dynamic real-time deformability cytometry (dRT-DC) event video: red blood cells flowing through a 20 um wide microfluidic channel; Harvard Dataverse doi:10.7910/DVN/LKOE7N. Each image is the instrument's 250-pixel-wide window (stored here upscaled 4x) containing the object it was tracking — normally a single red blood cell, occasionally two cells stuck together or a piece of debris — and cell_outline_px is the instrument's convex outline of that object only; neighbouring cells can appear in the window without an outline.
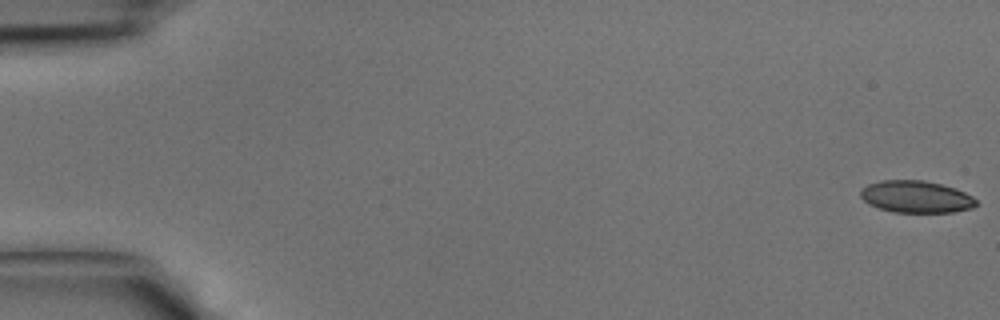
{"species": "common noctule bat (a hibernating species)", "species_latin": "Nyctalus noctula", "temperature_condition": "cold", "stored_images_in_passage": 42, "camera_frame_rate_fps": 3000, "um_per_image_px": 0.085, "animal": {"sex": "male", "body_mass_g": 15.6}, "frame": {"image": 1, "passage_image": 1, "time_ms": 0.0, "image_size_px": [1000, 320], "cell_outline_px": [[976, 204], [972, 208], [952, 212], [896, 212], [880, 208], [868, 204], [860, 196], [860, 192], [868, 184], [880, 180], [924, 180], [940, 184], [964, 192], [972, 196], [976, 200]], "centroid_in_image_um": [77.85, 16.72], "position_along_channel_um": 7.2, "area_um2": 21.33}}
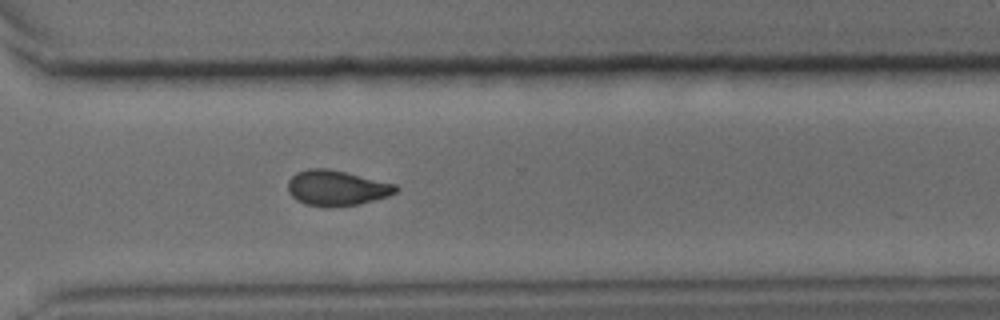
{"frame": {"image": 2, "passage_image": 31, "time_ms": 10.0, "image_size_px": [1000, 320], "cell_outline_px": [[400, 188], [396, 192], [388, 196], [360, 204], [332, 208], [328, 208], [304, 204], [296, 200], [288, 192], [288, 180], [296, 172], [308, 168], [328, 168], [396, 184]], "centroid_in_image_um": [28.6, 15.99], "position_along_channel_um": 342.0, "area_um2": 22.54}}
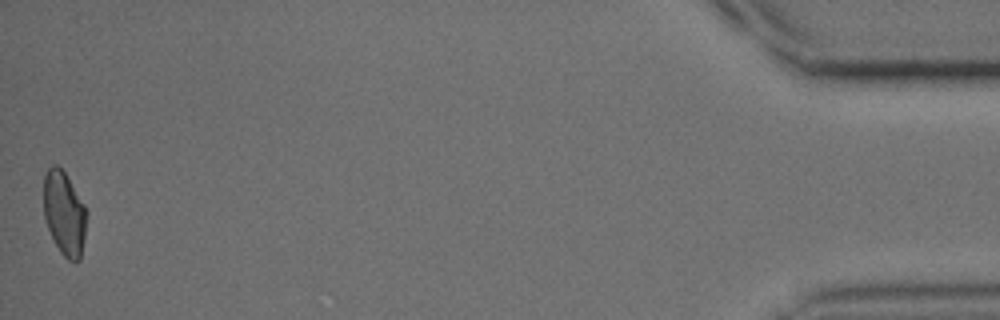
{"frame": {"image": 3, "passage_image": 42, "time_ms": 13.667, "image_size_px": [1000, 320], "cell_outline_px": [[88, 212], [80, 260], [76, 264], [68, 260], [60, 252], [48, 228], [44, 216], [44, 176], [48, 168], [52, 164], [56, 164], [64, 172], [84, 204]], "centroid_in_image_um": [5.47, 18.15], "position_along_channel_um": 429.7, "area_um2": 20.98}}